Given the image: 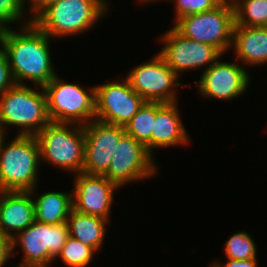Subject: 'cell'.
<instances>
[{
  "mask_svg": "<svg viewBox=\"0 0 267 267\" xmlns=\"http://www.w3.org/2000/svg\"><path fill=\"white\" fill-rule=\"evenodd\" d=\"M29 1V7H30V13H32L31 19H33L43 8H45L47 5L58 1V0H28Z\"/></svg>",
  "mask_w": 267,
  "mask_h": 267,
  "instance_id": "obj_30",
  "label": "cell"
},
{
  "mask_svg": "<svg viewBox=\"0 0 267 267\" xmlns=\"http://www.w3.org/2000/svg\"><path fill=\"white\" fill-rule=\"evenodd\" d=\"M177 102H155V120L152 131V155L157 148L187 145L189 135L180 118Z\"/></svg>",
  "mask_w": 267,
  "mask_h": 267,
  "instance_id": "obj_17",
  "label": "cell"
},
{
  "mask_svg": "<svg viewBox=\"0 0 267 267\" xmlns=\"http://www.w3.org/2000/svg\"><path fill=\"white\" fill-rule=\"evenodd\" d=\"M83 128L85 153L82 173L104 175L108 171L116 146L126 133L125 127L95 119Z\"/></svg>",
  "mask_w": 267,
  "mask_h": 267,
  "instance_id": "obj_13",
  "label": "cell"
},
{
  "mask_svg": "<svg viewBox=\"0 0 267 267\" xmlns=\"http://www.w3.org/2000/svg\"><path fill=\"white\" fill-rule=\"evenodd\" d=\"M41 90L15 84L0 96V126L20 128L17 135L35 136L51 119L48 114L47 97L43 87Z\"/></svg>",
  "mask_w": 267,
  "mask_h": 267,
  "instance_id": "obj_4",
  "label": "cell"
},
{
  "mask_svg": "<svg viewBox=\"0 0 267 267\" xmlns=\"http://www.w3.org/2000/svg\"><path fill=\"white\" fill-rule=\"evenodd\" d=\"M232 47L242 65L257 67L267 63V26L234 25Z\"/></svg>",
  "mask_w": 267,
  "mask_h": 267,
  "instance_id": "obj_18",
  "label": "cell"
},
{
  "mask_svg": "<svg viewBox=\"0 0 267 267\" xmlns=\"http://www.w3.org/2000/svg\"><path fill=\"white\" fill-rule=\"evenodd\" d=\"M234 6V25L267 26V0H239Z\"/></svg>",
  "mask_w": 267,
  "mask_h": 267,
  "instance_id": "obj_22",
  "label": "cell"
},
{
  "mask_svg": "<svg viewBox=\"0 0 267 267\" xmlns=\"http://www.w3.org/2000/svg\"><path fill=\"white\" fill-rule=\"evenodd\" d=\"M27 3V0H0V29L9 28V24L15 22L21 23Z\"/></svg>",
  "mask_w": 267,
  "mask_h": 267,
  "instance_id": "obj_25",
  "label": "cell"
},
{
  "mask_svg": "<svg viewBox=\"0 0 267 267\" xmlns=\"http://www.w3.org/2000/svg\"><path fill=\"white\" fill-rule=\"evenodd\" d=\"M140 1H141V2H140ZM153 1L156 2V1H158V0H139L140 3H144V4H145V3H152ZM160 1H162V0H160ZM164 1H165V0H164ZM166 1H169V0H166Z\"/></svg>",
  "mask_w": 267,
  "mask_h": 267,
  "instance_id": "obj_33",
  "label": "cell"
},
{
  "mask_svg": "<svg viewBox=\"0 0 267 267\" xmlns=\"http://www.w3.org/2000/svg\"><path fill=\"white\" fill-rule=\"evenodd\" d=\"M68 237L66 222L51 225L35 220L11 239L12 256L17 246L23 253V261L17 267H47L57 258Z\"/></svg>",
  "mask_w": 267,
  "mask_h": 267,
  "instance_id": "obj_8",
  "label": "cell"
},
{
  "mask_svg": "<svg viewBox=\"0 0 267 267\" xmlns=\"http://www.w3.org/2000/svg\"><path fill=\"white\" fill-rule=\"evenodd\" d=\"M125 78L145 102H177L173 88L182 85L178 82L180 76L167 65L159 53L148 62L134 67Z\"/></svg>",
  "mask_w": 267,
  "mask_h": 267,
  "instance_id": "obj_10",
  "label": "cell"
},
{
  "mask_svg": "<svg viewBox=\"0 0 267 267\" xmlns=\"http://www.w3.org/2000/svg\"><path fill=\"white\" fill-rule=\"evenodd\" d=\"M154 158L144 144L125 133L104 176L120 188L130 182L149 179L158 172Z\"/></svg>",
  "mask_w": 267,
  "mask_h": 267,
  "instance_id": "obj_9",
  "label": "cell"
},
{
  "mask_svg": "<svg viewBox=\"0 0 267 267\" xmlns=\"http://www.w3.org/2000/svg\"><path fill=\"white\" fill-rule=\"evenodd\" d=\"M23 23L17 30L12 27L0 29V45L7 55L16 84L31 81L44 87L57 75L50 55L51 39L30 17Z\"/></svg>",
  "mask_w": 267,
  "mask_h": 267,
  "instance_id": "obj_1",
  "label": "cell"
},
{
  "mask_svg": "<svg viewBox=\"0 0 267 267\" xmlns=\"http://www.w3.org/2000/svg\"><path fill=\"white\" fill-rule=\"evenodd\" d=\"M160 42L164 47L158 53L178 76L181 71L203 66L207 70L223 56L214 46L184 37L173 27L161 35Z\"/></svg>",
  "mask_w": 267,
  "mask_h": 267,
  "instance_id": "obj_11",
  "label": "cell"
},
{
  "mask_svg": "<svg viewBox=\"0 0 267 267\" xmlns=\"http://www.w3.org/2000/svg\"><path fill=\"white\" fill-rule=\"evenodd\" d=\"M234 6L220 3L215 8L178 19L173 28L184 37L214 46L222 55L232 48Z\"/></svg>",
  "mask_w": 267,
  "mask_h": 267,
  "instance_id": "obj_7",
  "label": "cell"
},
{
  "mask_svg": "<svg viewBox=\"0 0 267 267\" xmlns=\"http://www.w3.org/2000/svg\"><path fill=\"white\" fill-rule=\"evenodd\" d=\"M218 59L207 70H203L197 89L206 99L230 101L244 94L250 84V76L238 63L221 62Z\"/></svg>",
  "mask_w": 267,
  "mask_h": 267,
  "instance_id": "obj_14",
  "label": "cell"
},
{
  "mask_svg": "<svg viewBox=\"0 0 267 267\" xmlns=\"http://www.w3.org/2000/svg\"><path fill=\"white\" fill-rule=\"evenodd\" d=\"M5 136H6V132H4V130L0 126V146H1V143L4 140Z\"/></svg>",
  "mask_w": 267,
  "mask_h": 267,
  "instance_id": "obj_32",
  "label": "cell"
},
{
  "mask_svg": "<svg viewBox=\"0 0 267 267\" xmlns=\"http://www.w3.org/2000/svg\"><path fill=\"white\" fill-rule=\"evenodd\" d=\"M175 4V22L185 16L209 11L221 2L220 0H171Z\"/></svg>",
  "mask_w": 267,
  "mask_h": 267,
  "instance_id": "obj_26",
  "label": "cell"
},
{
  "mask_svg": "<svg viewBox=\"0 0 267 267\" xmlns=\"http://www.w3.org/2000/svg\"><path fill=\"white\" fill-rule=\"evenodd\" d=\"M33 201L35 220L51 225L66 222L73 209L71 192L47 191L35 194Z\"/></svg>",
  "mask_w": 267,
  "mask_h": 267,
  "instance_id": "obj_20",
  "label": "cell"
},
{
  "mask_svg": "<svg viewBox=\"0 0 267 267\" xmlns=\"http://www.w3.org/2000/svg\"><path fill=\"white\" fill-rule=\"evenodd\" d=\"M35 136L40 146V161L44 160L68 173L82 172L85 153L82 125L51 121Z\"/></svg>",
  "mask_w": 267,
  "mask_h": 267,
  "instance_id": "obj_5",
  "label": "cell"
},
{
  "mask_svg": "<svg viewBox=\"0 0 267 267\" xmlns=\"http://www.w3.org/2000/svg\"><path fill=\"white\" fill-rule=\"evenodd\" d=\"M67 226L69 235L90 246L95 252L102 247L106 234V226L109 220L99 216L79 213L72 209L68 218Z\"/></svg>",
  "mask_w": 267,
  "mask_h": 267,
  "instance_id": "obj_19",
  "label": "cell"
},
{
  "mask_svg": "<svg viewBox=\"0 0 267 267\" xmlns=\"http://www.w3.org/2000/svg\"><path fill=\"white\" fill-rule=\"evenodd\" d=\"M10 257H12L11 239L0 233V267H3Z\"/></svg>",
  "mask_w": 267,
  "mask_h": 267,
  "instance_id": "obj_28",
  "label": "cell"
},
{
  "mask_svg": "<svg viewBox=\"0 0 267 267\" xmlns=\"http://www.w3.org/2000/svg\"><path fill=\"white\" fill-rule=\"evenodd\" d=\"M257 262V258H250L247 260L227 259L225 263L213 262L212 264L215 267H257Z\"/></svg>",
  "mask_w": 267,
  "mask_h": 267,
  "instance_id": "obj_29",
  "label": "cell"
},
{
  "mask_svg": "<svg viewBox=\"0 0 267 267\" xmlns=\"http://www.w3.org/2000/svg\"><path fill=\"white\" fill-rule=\"evenodd\" d=\"M0 146V191H32L38 185L40 146L36 136L17 135Z\"/></svg>",
  "mask_w": 267,
  "mask_h": 267,
  "instance_id": "obj_3",
  "label": "cell"
},
{
  "mask_svg": "<svg viewBox=\"0 0 267 267\" xmlns=\"http://www.w3.org/2000/svg\"><path fill=\"white\" fill-rule=\"evenodd\" d=\"M72 193L73 210L110 220L114 192L120 187L104 175H75Z\"/></svg>",
  "mask_w": 267,
  "mask_h": 267,
  "instance_id": "obj_15",
  "label": "cell"
},
{
  "mask_svg": "<svg viewBox=\"0 0 267 267\" xmlns=\"http://www.w3.org/2000/svg\"><path fill=\"white\" fill-rule=\"evenodd\" d=\"M15 84L16 82L12 75L7 55L5 51L1 48L0 49V96Z\"/></svg>",
  "mask_w": 267,
  "mask_h": 267,
  "instance_id": "obj_27",
  "label": "cell"
},
{
  "mask_svg": "<svg viewBox=\"0 0 267 267\" xmlns=\"http://www.w3.org/2000/svg\"><path fill=\"white\" fill-rule=\"evenodd\" d=\"M32 191H0V233L12 239L35 221Z\"/></svg>",
  "mask_w": 267,
  "mask_h": 267,
  "instance_id": "obj_16",
  "label": "cell"
},
{
  "mask_svg": "<svg viewBox=\"0 0 267 267\" xmlns=\"http://www.w3.org/2000/svg\"><path fill=\"white\" fill-rule=\"evenodd\" d=\"M155 120V102H144L138 112L125 126V131L141 142L152 154V131Z\"/></svg>",
  "mask_w": 267,
  "mask_h": 267,
  "instance_id": "obj_21",
  "label": "cell"
},
{
  "mask_svg": "<svg viewBox=\"0 0 267 267\" xmlns=\"http://www.w3.org/2000/svg\"><path fill=\"white\" fill-rule=\"evenodd\" d=\"M106 0H58L43 8L32 22L50 38L85 33L107 14Z\"/></svg>",
  "mask_w": 267,
  "mask_h": 267,
  "instance_id": "obj_2",
  "label": "cell"
},
{
  "mask_svg": "<svg viewBox=\"0 0 267 267\" xmlns=\"http://www.w3.org/2000/svg\"><path fill=\"white\" fill-rule=\"evenodd\" d=\"M144 99L129 81H111L95 86V119L125 127L143 105Z\"/></svg>",
  "mask_w": 267,
  "mask_h": 267,
  "instance_id": "obj_12",
  "label": "cell"
},
{
  "mask_svg": "<svg viewBox=\"0 0 267 267\" xmlns=\"http://www.w3.org/2000/svg\"><path fill=\"white\" fill-rule=\"evenodd\" d=\"M95 251L69 235L57 257L68 267H86L94 259Z\"/></svg>",
  "mask_w": 267,
  "mask_h": 267,
  "instance_id": "obj_23",
  "label": "cell"
},
{
  "mask_svg": "<svg viewBox=\"0 0 267 267\" xmlns=\"http://www.w3.org/2000/svg\"><path fill=\"white\" fill-rule=\"evenodd\" d=\"M239 0H220V2L230 5H235Z\"/></svg>",
  "mask_w": 267,
  "mask_h": 267,
  "instance_id": "obj_31",
  "label": "cell"
},
{
  "mask_svg": "<svg viewBox=\"0 0 267 267\" xmlns=\"http://www.w3.org/2000/svg\"><path fill=\"white\" fill-rule=\"evenodd\" d=\"M223 249L227 259L247 260L256 258L257 247L250 234L246 231H238L231 235Z\"/></svg>",
  "mask_w": 267,
  "mask_h": 267,
  "instance_id": "obj_24",
  "label": "cell"
},
{
  "mask_svg": "<svg viewBox=\"0 0 267 267\" xmlns=\"http://www.w3.org/2000/svg\"><path fill=\"white\" fill-rule=\"evenodd\" d=\"M43 88L51 121L84 126L95 120V85L86 92L85 88L56 75Z\"/></svg>",
  "mask_w": 267,
  "mask_h": 267,
  "instance_id": "obj_6",
  "label": "cell"
}]
</instances>
